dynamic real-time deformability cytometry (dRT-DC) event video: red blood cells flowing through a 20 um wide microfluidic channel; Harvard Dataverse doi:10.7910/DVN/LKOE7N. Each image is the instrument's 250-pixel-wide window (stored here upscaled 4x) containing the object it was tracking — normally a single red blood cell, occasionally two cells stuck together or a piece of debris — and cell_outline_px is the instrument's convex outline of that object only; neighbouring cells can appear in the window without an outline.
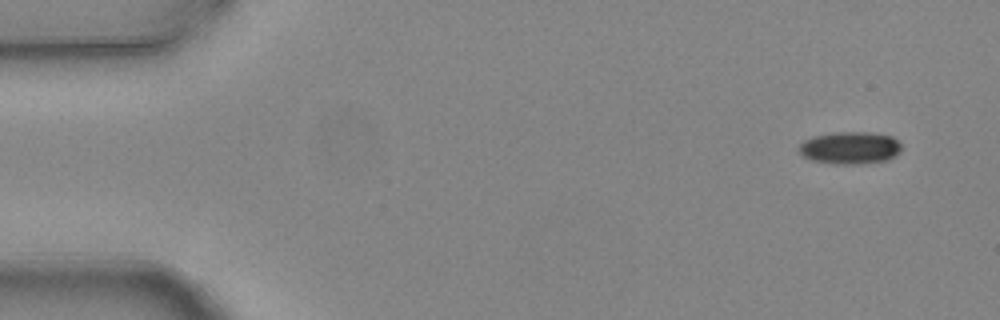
{"species": "common noctule bat (a hibernating species)", "species_latin": "Nyctalus noctula", "temperature_condition": "warm", "stored_images_in_passage": 5, "camera_frame_rate_fps": 3000, "um_per_image_px": 0.085, "animal": {"sex": "female", "body_mass_g": 24.6, "forearm_length_mm": 56.2}, "frame": {"image": 1, "passage_image": 1, "time_ms": 0.0, "image_size_px": [1000, 320], "cell_outline_px": [[900, 152], [896, 156], [888, 160], [860, 164], [836, 164], [812, 160], [804, 156], [800, 152], [800, 144], [804, 140], [812, 136], [836, 132], [868, 132], [892, 136], [900, 140]], "centroid_in_image_um": [72.29, 12.56], "position_along_channel_um": 12.7, "area_um2": 19.42}}
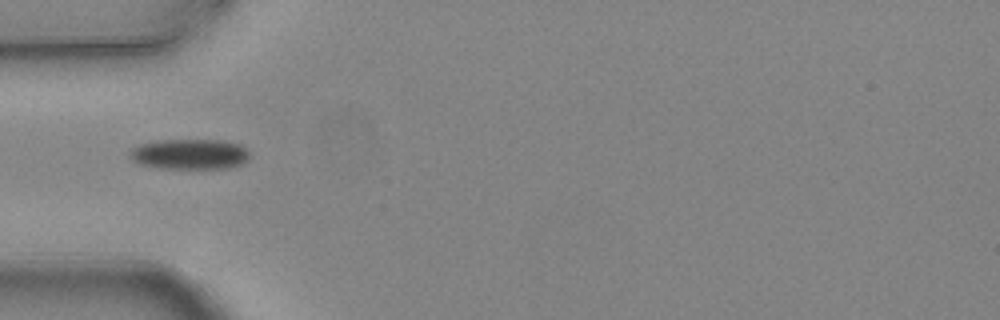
{"frame": {"image": 2, "passage_image": 5, "time_ms": 1.333, "image_size_px": [1000, 320], "cell_outline_px": [[248, 160], [240, 164], [228, 168], [156, 168], [140, 164], [132, 160], [128, 156], [128, 152], [132, 148], [140, 144], [156, 140], [224, 140], [240, 144], [248, 152]], "centroid_in_image_um": [16.08, 13.1], "position_along_channel_um": 68.9, "area_um2": 21.33}}